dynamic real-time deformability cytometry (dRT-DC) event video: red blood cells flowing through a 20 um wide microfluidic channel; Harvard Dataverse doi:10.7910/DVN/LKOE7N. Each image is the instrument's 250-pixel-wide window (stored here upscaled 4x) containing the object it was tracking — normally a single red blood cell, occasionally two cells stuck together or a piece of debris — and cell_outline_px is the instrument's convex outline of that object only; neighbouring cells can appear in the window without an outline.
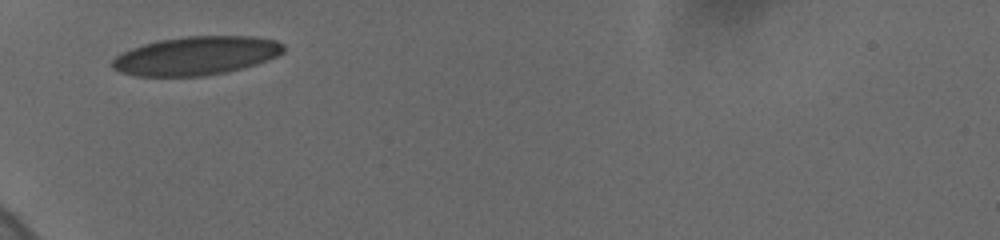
{"species": "human", "species_latin": "Homo sapiens", "temperature_condition": "cold", "stored_images_in_passage": 12, "camera_frame_rate_fps": 3000, "um_per_image_px": 0.085, "donor": {"sex": "female"}, "frame": {"image": 1, "passage_image": 1, "time_ms": 0.0, "image_size_px": [1000, 240], "cell_outline_px": [[284, 52], [280, 56], [244, 68], [228, 72], [200, 76], [136, 76], [120, 72], [112, 68], [112, 60], [116, 56], [132, 48], [144, 44], [160, 40], [184, 36], [252, 36], [276, 40], [284, 44]], "centroid_in_image_um": [16.72, 4.74], "position_along_channel_um": 68.3, "area_um2": 38.67}}
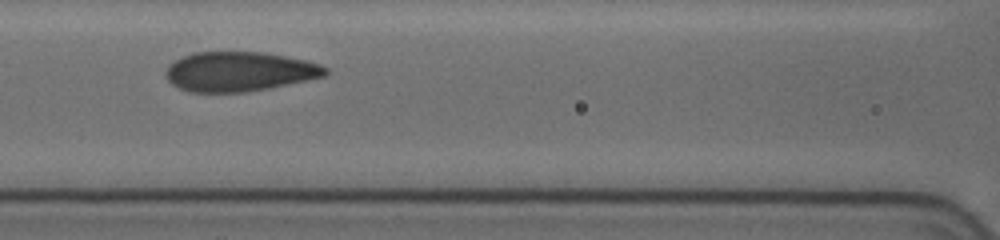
{"frame": {"image": 2, "passage_image": 8, "time_ms": 2.333, "image_size_px": [1000, 240], "cell_outline_px": [[328, 72], [324, 76], [268, 88], [244, 92], [192, 92], [180, 88], [172, 84], [164, 76], [164, 72], [168, 64], [192, 52], [264, 52], [304, 60], [320, 64], [328, 68]], "centroid_in_image_um": [20.3, 6.08], "position_along_channel_um": 146.3, "area_um2": 36.65}}
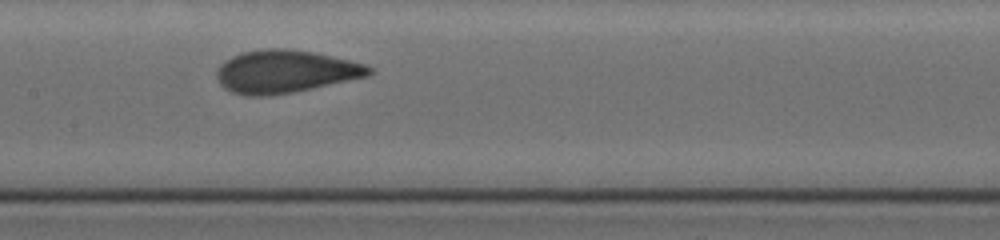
{"frame": {"image": 3, "passage_image": 11, "time_ms": 3.333, "image_size_px": [1000, 240], "cell_outline_px": [[372, 72], [368, 76], [312, 88], [292, 92], [268, 96], [248, 96], [232, 92], [224, 88], [220, 84], [216, 76], [216, 68], [224, 60], [232, 56], [244, 52], [264, 48], [288, 48], [312, 52], [368, 64], [372, 68]], "centroid_in_image_um": [24.22, 6.07], "position_along_channel_um": 183.2, "area_um2": 38.03}}